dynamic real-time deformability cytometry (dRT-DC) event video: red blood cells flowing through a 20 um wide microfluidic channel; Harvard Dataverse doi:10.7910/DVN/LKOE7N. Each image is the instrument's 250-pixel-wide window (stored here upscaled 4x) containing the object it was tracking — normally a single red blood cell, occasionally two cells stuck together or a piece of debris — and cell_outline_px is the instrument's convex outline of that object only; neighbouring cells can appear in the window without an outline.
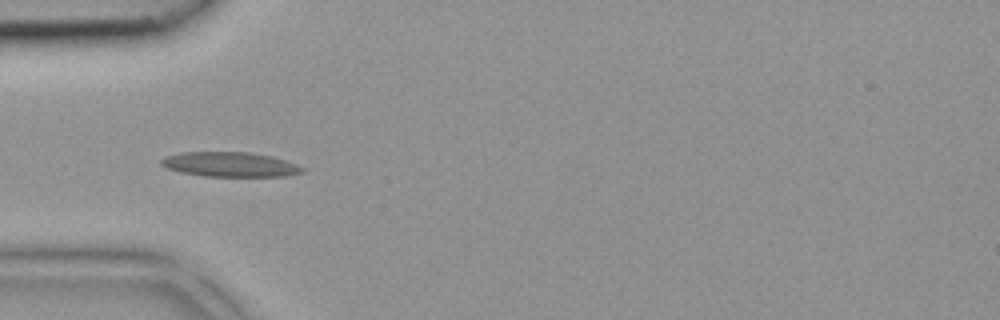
{"species": "common noctule bat (a hibernating species)", "species_latin": "Nyctalus noctula", "temperature_condition": "room temperature", "stored_images_in_passage": 24, "camera_frame_rate_fps": 3000, "um_per_image_px": 0.085, "animal": {"sex": "female", "body_mass_g": 18.4}, "frame": {"image": 1, "passage_image": 1, "time_ms": 0.0, "image_size_px": [1000, 320], "cell_outline_px": [[304, 172], [284, 176], [204, 176], [180, 172], [168, 168], [160, 164], [160, 160], [168, 156], [184, 152], [248, 152], [272, 156], [296, 164], [304, 168]], "centroid_in_image_um": [19.56, 13.98], "position_along_channel_um": 65.4, "area_um2": 20.11}}
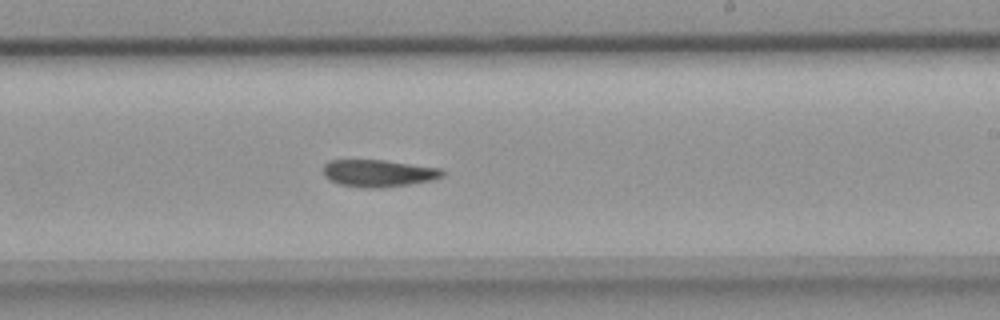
{"frame": {"image": 2, "passage_image": 13, "time_ms": 4.0, "image_size_px": [1000, 320], "cell_outline_px": [[444, 176], [432, 180], [384, 188], [364, 188], [340, 184], [328, 180], [324, 176], [324, 164], [328, 160], [384, 160], [440, 168], [444, 172]], "centroid_in_image_um": [32.15, 14.73], "position_along_channel_um": 256.9, "area_um2": 18.9}}
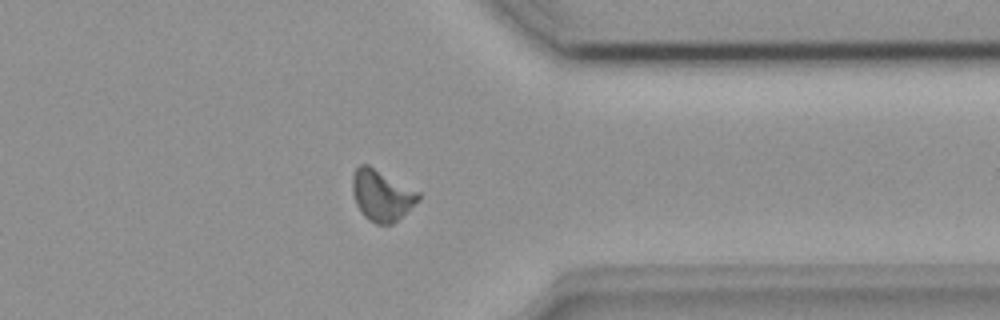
{"frame": {"image": 3, "passage_image": 21, "time_ms": 6.667, "image_size_px": [1000, 320], "cell_outline_px": [[420, 200], [392, 224], [376, 224], [368, 220], [364, 216], [356, 204], [352, 192], [352, 176], [356, 168], [360, 164], [368, 164], [420, 192]], "centroid_in_image_um": [32.43, 16.59], "position_along_channel_um": 379.0, "area_um2": 19.65}}